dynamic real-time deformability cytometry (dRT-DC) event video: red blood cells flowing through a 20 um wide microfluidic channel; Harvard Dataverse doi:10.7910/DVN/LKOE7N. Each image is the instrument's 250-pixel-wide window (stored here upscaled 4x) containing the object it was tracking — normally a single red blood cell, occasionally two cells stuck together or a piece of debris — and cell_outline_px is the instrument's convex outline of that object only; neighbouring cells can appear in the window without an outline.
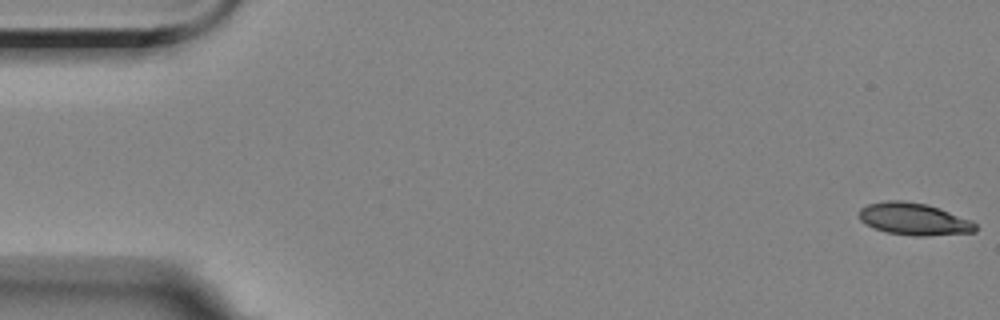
{"species": "Egyptian fruit bat (a non-hibernating species)", "species_latin": "Rousettus aegyptiacus", "temperature_condition": "room temperature", "stored_images_in_passage": 7, "camera_frame_rate_fps": 3000, "um_per_image_px": 0.085, "animal": {"sex": "female"}, "frame": {"image": 1, "passage_image": 1, "time_ms": 0.0, "image_size_px": [1000, 320], "cell_outline_px": [[976, 232], [928, 236], [916, 236], [888, 232], [864, 224], [860, 220], [860, 208], [868, 204], [884, 200], [900, 200], [928, 204], [940, 208], [972, 220], [976, 224]], "centroid_in_image_um": [77.71, 18.61], "position_along_channel_um": 7.3, "area_um2": 21.91}}
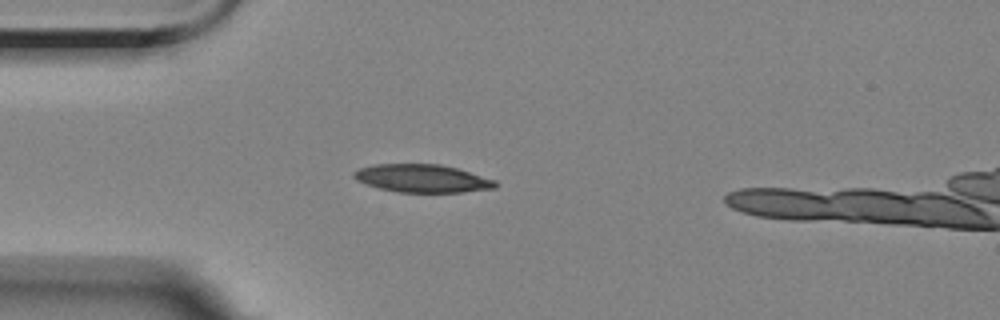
{"frame": {"image": 2, "passage_image": 5, "time_ms": 4.667, "image_size_px": [1000, 320], "cell_outline_px": [[500, 184], [496, 188], [464, 192], [396, 192], [380, 188], [356, 180], [352, 176], [352, 172], [360, 168], [376, 164], [440, 164], [456, 168], [496, 180]], "centroid_in_image_um": [35.92, 15.17], "position_along_channel_um": 49.1, "area_um2": 23.06}}